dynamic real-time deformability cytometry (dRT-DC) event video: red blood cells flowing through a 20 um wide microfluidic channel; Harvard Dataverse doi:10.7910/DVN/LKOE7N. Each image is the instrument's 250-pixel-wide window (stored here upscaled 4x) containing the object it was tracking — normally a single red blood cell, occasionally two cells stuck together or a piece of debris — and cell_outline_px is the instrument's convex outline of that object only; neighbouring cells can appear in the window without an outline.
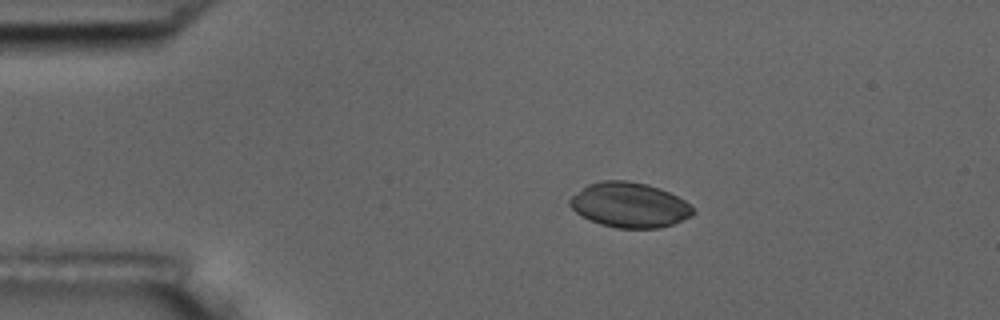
{"species": "common noctule bat (a hibernating species)", "species_latin": "Nyctalus noctula", "temperature_condition": "room temperature", "stored_images_in_passage": 4, "camera_frame_rate_fps": 3000, "um_per_image_px": 0.085, "animal": {"sex": "male", "body_mass_g": 17.5, "forearm_length_mm": 52.3}, "frame": {"image": 1, "passage_image": 3, "time_ms": 0.667, "image_size_px": [1000, 320], "cell_outline_px": [[696, 212], [692, 216], [672, 224], [660, 228], [616, 228], [600, 224], [576, 212], [568, 204], [568, 200], [572, 196], [588, 184], [600, 180], [628, 180], [648, 184], [660, 188], [684, 200]], "centroid_in_image_um": [53.51, 17.41], "position_along_channel_um": 31.5, "area_um2": 32.19}}